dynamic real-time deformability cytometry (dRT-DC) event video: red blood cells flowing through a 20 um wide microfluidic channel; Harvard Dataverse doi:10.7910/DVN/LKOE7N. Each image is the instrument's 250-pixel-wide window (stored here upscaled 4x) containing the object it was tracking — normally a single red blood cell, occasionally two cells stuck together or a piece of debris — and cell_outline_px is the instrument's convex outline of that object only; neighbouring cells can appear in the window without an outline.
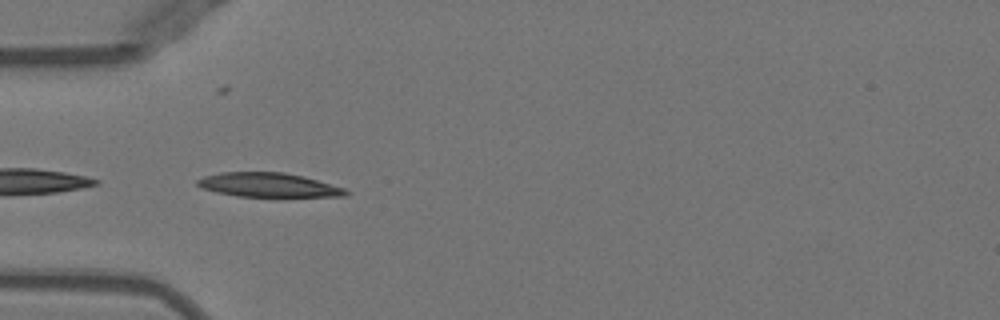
{"species": "Egyptian fruit bat (a non-hibernating species)", "species_latin": "Rousettus aegyptiacus", "temperature_condition": "warm", "stored_images_in_passage": 34, "camera_frame_rate_fps": 3000, "um_per_image_px": 0.085, "animal": {"sex": "female"}, "frame": {"image": 1, "passage_image": 1, "time_ms": 0.0, "image_size_px": [1000, 320], "cell_outline_px": [[352, 192], [348, 196], [240, 196], [216, 192], [204, 188], [196, 184], [196, 180], [204, 176], [220, 172], [284, 172], [304, 176], [344, 188]], "centroid_in_image_um": [22.84, 15.71], "position_along_channel_um": 62.2, "area_um2": 20.75}}
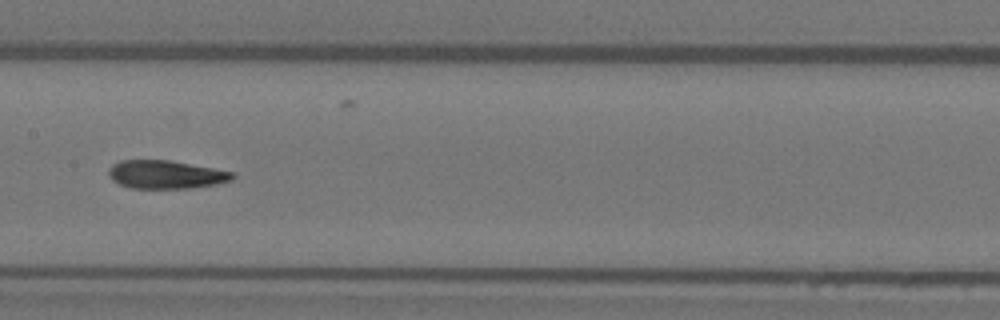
{"frame": {"image": 2, "passage_image": 11, "time_ms": 3.333, "image_size_px": [1000, 320], "cell_outline_px": [[236, 176], [232, 180], [216, 184], [192, 188], [132, 188], [120, 184], [112, 180], [108, 172], [108, 168], [112, 164], [120, 160], [168, 160], [212, 168], [232, 172]], "centroid_in_image_um": [14.07, 14.83], "position_along_channel_um": 193.3, "area_um2": 20.29}}
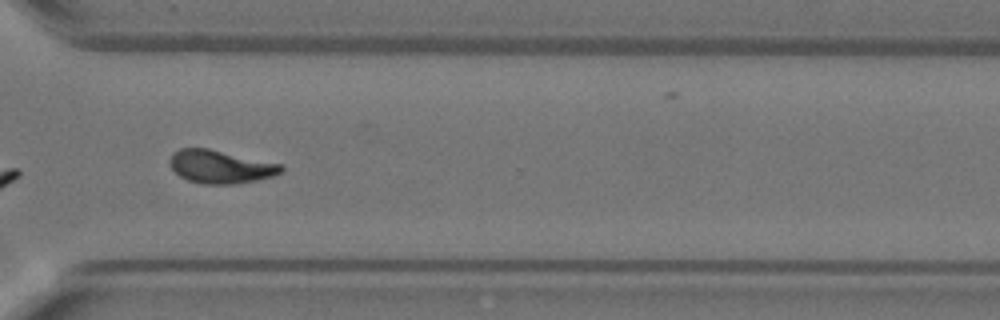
{"frame": {"image": 3, "passage_image": 23, "time_ms": 7.333, "image_size_px": [1000, 320], "cell_outline_px": [[284, 172], [272, 176], [256, 180], [232, 184], [204, 184], [188, 180], [180, 176], [172, 168], [168, 160], [172, 152], [180, 148], [208, 148], [284, 164]], "centroid_in_image_um": [18.76, 14.16], "position_along_channel_um": 351.8, "area_um2": 21.68}, "authors_computed_cell_mechanics": {"area_um2": 21.097, "velocity_mm_per_s": 3.9787, "shape_relaxation_time_tau1_ms": 5.2906, "shape_relaxation_time_tau2_ms": 3.4865, "deformation_change_tau1": 0.218, "deformation_change_tau2": 0.0675}}